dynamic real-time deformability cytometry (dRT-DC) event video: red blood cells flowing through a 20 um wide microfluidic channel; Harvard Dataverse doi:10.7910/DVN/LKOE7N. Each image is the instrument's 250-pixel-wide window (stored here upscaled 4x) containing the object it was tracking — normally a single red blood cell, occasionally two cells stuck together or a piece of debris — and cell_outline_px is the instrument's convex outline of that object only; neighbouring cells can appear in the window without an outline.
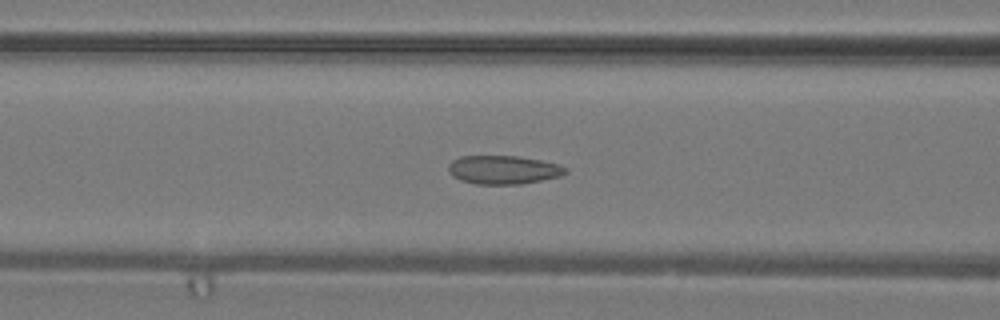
{"species": "common noctule bat (a hibernating species)", "species_latin": "Nyctalus noctula", "temperature_condition": "warm", "stored_images_in_passage": 42, "camera_frame_rate_fps": 3000, "um_per_image_px": 0.085, "animal": {"sex": "male", "body_mass_g": 19.2, "forearm_length_mm": 51.8}, "frame": {"image": 1, "passage_image": 18, "time_ms": 5.667, "image_size_px": [1000, 320], "cell_outline_px": [[568, 172], [560, 176], [520, 184], [476, 184], [460, 180], [452, 176], [448, 172], [448, 164], [452, 160], [460, 156], [516, 156], [540, 160], [560, 164], [568, 168]], "centroid_in_image_um": [42.77, 14.43], "position_along_channel_um": 123.8, "area_um2": 19.59}}
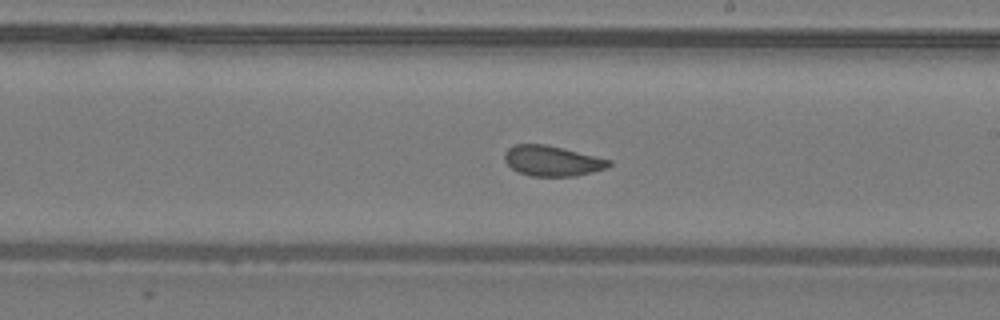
{"frame": {"image": 2, "passage_image": 25, "time_ms": 8.0, "image_size_px": [1000, 320], "cell_outline_px": [[612, 164], [608, 168], [576, 176], [532, 176], [520, 172], [512, 168], [504, 160], [504, 152], [508, 148], [516, 144], [544, 144], [564, 148], [612, 160]], "centroid_in_image_um": [46.96, 13.67], "position_along_channel_um": 242.0, "area_um2": 18.5}}
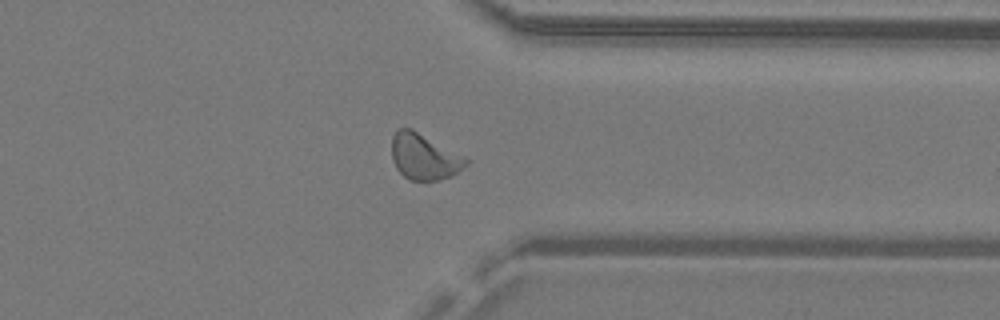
{"frame": {"image": 3, "passage_image": 33, "time_ms": 10.667, "image_size_px": [1000, 320], "cell_outline_px": [[468, 164], [452, 176], [440, 180], [408, 180], [396, 168], [392, 160], [392, 136], [400, 128], [412, 128], [468, 156]], "centroid_in_image_um": [36.1, 13.31], "position_along_channel_um": 375.3, "area_um2": 20.35}}